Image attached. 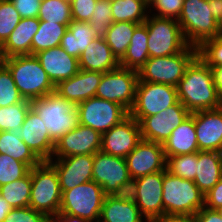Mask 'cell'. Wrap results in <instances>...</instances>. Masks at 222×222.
Returning a JSON list of instances; mask_svg holds the SVG:
<instances>
[{
  "label": "cell",
  "mask_w": 222,
  "mask_h": 222,
  "mask_svg": "<svg viewBox=\"0 0 222 222\" xmlns=\"http://www.w3.org/2000/svg\"><path fill=\"white\" fill-rule=\"evenodd\" d=\"M178 101L190 112L220 108L210 66L197 56L176 86Z\"/></svg>",
  "instance_id": "cell-1"
},
{
  "label": "cell",
  "mask_w": 222,
  "mask_h": 222,
  "mask_svg": "<svg viewBox=\"0 0 222 222\" xmlns=\"http://www.w3.org/2000/svg\"><path fill=\"white\" fill-rule=\"evenodd\" d=\"M3 64L11 72L14 83L24 99L31 101L55 92V85L35 55L3 58Z\"/></svg>",
  "instance_id": "cell-2"
},
{
  "label": "cell",
  "mask_w": 222,
  "mask_h": 222,
  "mask_svg": "<svg viewBox=\"0 0 222 222\" xmlns=\"http://www.w3.org/2000/svg\"><path fill=\"white\" fill-rule=\"evenodd\" d=\"M30 104L54 143L79 125L77 104L67 101L56 92L31 100Z\"/></svg>",
  "instance_id": "cell-3"
},
{
  "label": "cell",
  "mask_w": 222,
  "mask_h": 222,
  "mask_svg": "<svg viewBox=\"0 0 222 222\" xmlns=\"http://www.w3.org/2000/svg\"><path fill=\"white\" fill-rule=\"evenodd\" d=\"M162 200L164 216H194L204 207V194L193 180L164 170Z\"/></svg>",
  "instance_id": "cell-4"
},
{
  "label": "cell",
  "mask_w": 222,
  "mask_h": 222,
  "mask_svg": "<svg viewBox=\"0 0 222 222\" xmlns=\"http://www.w3.org/2000/svg\"><path fill=\"white\" fill-rule=\"evenodd\" d=\"M31 184L29 207L52 220L59 213L62 200L56 169L48 161H42L31 168Z\"/></svg>",
  "instance_id": "cell-5"
},
{
  "label": "cell",
  "mask_w": 222,
  "mask_h": 222,
  "mask_svg": "<svg viewBox=\"0 0 222 222\" xmlns=\"http://www.w3.org/2000/svg\"><path fill=\"white\" fill-rule=\"evenodd\" d=\"M177 21L191 46L199 48L206 40L220 36L219 22L212 15L207 0H184Z\"/></svg>",
  "instance_id": "cell-6"
},
{
  "label": "cell",
  "mask_w": 222,
  "mask_h": 222,
  "mask_svg": "<svg viewBox=\"0 0 222 222\" xmlns=\"http://www.w3.org/2000/svg\"><path fill=\"white\" fill-rule=\"evenodd\" d=\"M198 56V48L189 45L175 55L149 58L138 71V81L162 83L176 87L186 68Z\"/></svg>",
  "instance_id": "cell-7"
},
{
  "label": "cell",
  "mask_w": 222,
  "mask_h": 222,
  "mask_svg": "<svg viewBox=\"0 0 222 222\" xmlns=\"http://www.w3.org/2000/svg\"><path fill=\"white\" fill-rule=\"evenodd\" d=\"M144 24L150 58L175 55L189 46L177 19L148 15Z\"/></svg>",
  "instance_id": "cell-8"
},
{
  "label": "cell",
  "mask_w": 222,
  "mask_h": 222,
  "mask_svg": "<svg viewBox=\"0 0 222 222\" xmlns=\"http://www.w3.org/2000/svg\"><path fill=\"white\" fill-rule=\"evenodd\" d=\"M92 180L102 187L106 196L129 193L133 181L125 158L102 151L94 154Z\"/></svg>",
  "instance_id": "cell-9"
},
{
  "label": "cell",
  "mask_w": 222,
  "mask_h": 222,
  "mask_svg": "<svg viewBox=\"0 0 222 222\" xmlns=\"http://www.w3.org/2000/svg\"><path fill=\"white\" fill-rule=\"evenodd\" d=\"M105 196L102 187L93 180L80 184L62 193L59 213L99 222Z\"/></svg>",
  "instance_id": "cell-10"
},
{
  "label": "cell",
  "mask_w": 222,
  "mask_h": 222,
  "mask_svg": "<svg viewBox=\"0 0 222 222\" xmlns=\"http://www.w3.org/2000/svg\"><path fill=\"white\" fill-rule=\"evenodd\" d=\"M138 80V71L119 66L102 74L95 97L120 104L129 113Z\"/></svg>",
  "instance_id": "cell-11"
},
{
  "label": "cell",
  "mask_w": 222,
  "mask_h": 222,
  "mask_svg": "<svg viewBox=\"0 0 222 222\" xmlns=\"http://www.w3.org/2000/svg\"><path fill=\"white\" fill-rule=\"evenodd\" d=\"M164 171L134 179L129 195L138 206L145 221H156L164 217L162 200Z\"/></svg>",
  "instance_id": "cell-12"
},
{
  "label": "cell",
  "mask_w": 222,
  "mask_h": 222,
  "mask_svg": "<svg viewBox=\"0 0 222 222\" xmlns=\"http://www.w3.org/2000/svg\"><path fill=\"white\" fill-rule=\"evenodd\" d=\"M178 101L177 89L162 83L138 81L135 101L129 111L131 117L153 116Z\"/></svg>",
  "instance_id": "cell-13"
},
{
  "label": "cell",
  "mask_w": 222,
  "mask_h": 222,
  "mask_svg": "<svg viewBox=\"0 0 222 222\" xmlns=\"http://www.w3.org/2000/svg\"><path fill=\"white\" fill-rule=\"evenodd\" d=\"M79 124L90 127L101 134L124 120L129 113L112 101L91 97L77 104Z\"/></svg>",
  "instance_id": "cell-14"
},
{
  "label": "cell",
  "mask_w": 222,
  "mask_h": 222,
  "mask_svg": "<svg viewBox=\"0 0 222 222\" xmlns=\"http://www.w3.org/2000/svg\"><path fill=\"white\" fill-rule=\"evenodd\" d=\"M191 113L177 101L160 113L147 117H133L140 126L143 140L163 144L172 131L183 123Z\"/></svg>",
  "instance_id": "cell-15"
},
{
  "label": "cell",
  "mask_w": 222,
  "mask_h": 222,
  "mask_svg": "<svg viewBox=\"0 0 222 222\" xmlns=\"http://www.w3.org/2000/svg\"><path fill=\"white\" fill-rule=\"evenodd\" d=\"M101 145L102 134L100 132L79 124L55 143L52 158L94 155L98 151H101Z\"/></svg>",
  "instance_id": "cell-16"
},
{
  "label": "cell",
  "mask_w": 222,
  "mask_h": 222,
  "mask_svg": "<svg viewBox=\"0 0 222 222\" xmlns=\"http://www.w3.org/2000/svg\"><path fill=\"white\" fill-rule=\"evenodd\" d=\"M125 159L132 180L166 169L163 145L157 142L142 139Z\"/></svg>",
  "instance_id": "cell-17"
},
{
  "label": "cell",
  "mask_w": 222,
  "mask_h": 222,
  "mask_svg": "<svg viewBox=\"0 0 222 222\" xmlns=\"http://www.w3.org/2000/svg\"><path fill=\"white\" fill-rule=\"evenodd\" d=\"M141 140L139 123L128 115L119 124L102 134L101 151L126 158Z\"/></svg>",
  "instance_id": "cell-18"
},
{
  "label": "cell",
  "mask_w": 222,
  "mask_h": 222,
  "mask_svg": "<svg viewBox=\"0 0 222 222\" xmlns=\"http://www.w3.org/2000/svg\"><path fill=\"white\" fill-rule=\"evenodd\" d=\"M52 158L48 162L56 169L63 193L76 186L92 181L94 155H75Z\"/></svg>",
  "instance_id": "cell-19"
},
{
  "label": "cell",
  "mask_w": 222,
  "mask_h": 222,
  "mask_svg": "<svg viewBox=\"0 0 222 222\" xmlns=\"http://www.w3.org/2000/svg\"><path fill=\"white\" fill-rule=\"evenodd\" d=\"M199 151L222 152V109L200 110L190 114Z\"/></svg>",
  "instance_id": "cell-20"
},
{
  "label": "cell",
  "mask_w": 222,
  "mask_h": 222,
  "mask_svg": "<svg viewBox=\"0 0 222 222\" xmlns=\"http://www.w3.org/2000/svg\"><path fill=\"white\" fill-rule=\"evenodd\" d=\"M17 133L41 161L52 159L55 143L50 139L40 117L31 108Z\"/></svg>",
  "instance_id": "cell-21"
},
{
  "label": "cell",
  "mask_w": 222,
  "mask_h": 222,
  "mask_svg": "<svg viewBox=\"0 0 222 222\" xmlns=\"http://www.w3.org/2000/svg\"><path fill=\"white\" fill-rule=\"evenodd\" d=\"M35 56L55 86L80 70L78 59L67 54L60 46L42 50Z\"/></svg>",
  "instance_id": "cell-22"
},
{
  "label": "cell",
  "mask_w": 222,
  "mask_h": 222,
  "mask_svg": "<svg viewBox=\"0 0 222 222\" xmlns=\"http://www.w3.org/2000/svg\"><path fill=\"white\" fill-rule=\"evenodd\" d=\"M103 73L79 70L73 77L59 82L55 92L67 101L79 104L95 97Z\"/></svg>",
  "instance_id": "cell-23"
},
{
  "label": "cell",
  "mask_w": 222,
  "mask_h": 222,
  "mask_svg": "<svg viewBox=\"0 0 222 222\" xmlns=\"http://www.w3.org/2000/svg\"><path fill=\"white\" fill-rule=\"evenodd\" d=\"M143 218L135 201L126 193L105 196L99 222H143Z\"/></svg>",
  "instance_id": "cell-24"
},
{
  "label": "cell",
  "mask_w": 222,
  "mask_h": 222,
  "mask_svg": "<svg viewBox=\"0 0 222 222\" xmlns=\"http://www.w3.org/2000/svg\"><path fill=\"white\" fill-rule=\"evenodd\" d=\"M81 70L105 73L120 66V61L111 51L103 37H97L80 55Z\"/></svg>",
  "instance_id": "cell-25"
},
{
  "label": "cell",
  "mask_w": 222,
  "mask_h": 222,
  "mask_svg": "<svg viewBox=\"0 0 222 222\" xmlns=\"http://www.w3.org/2000/svg\"><path fill=\"white\" fill-rule=\"evenodd\" d=\"M40 25L38 18H22L0 47L3 58L19 55H31V43Z\"/></svg>",
  "instance_id": "cell-26"
},
{
  "label": "cell",
  "mask_w": 222,
  "mask_h": 222,
  "mask_svg": "<svg viewBox=\"0 0 222 222\" xmlns=\"http://www.w3.org/2000/svg\"><path fill=\"white\" fill-rule=\"evenodd\" d=\"M194 183L205 195L222 178V152L198 151Z\"/></svg>",
  "instance_id": "cell-27"
},
{
  "label": "cell",
  "mask_w": 222,
  "mask_h": 222,
  "mask_svg": "<svg viewBox=\"0 0 222 222\" xmlns=\"http://www.w3.org/2000/svg\"><path fill=\"white\" fill-rule=\"evenodd\" d=\"M162 145L165 157L198 152L194 118L189 115L172 131L170 137Z\"/></svg>",
  "instance_id": "cell-28"
},
{
  "label": "cell",
  "mask_w": 222,
  "mask_h": 222,
  "mask_svg": "<svg viewBox=\"0 0 222 222\" xmlns=\"http://www.w3.org/2000/svg\"><path fill=\"white\" fill-rule=\"evenodd\" d=\"M96 38L89 22L72 19L59 46L70 56L79 59L87 46Z\"/></svg>",
  "instance_id": "cell-29"
},
{
  "label": "cell",
  "mask_w": 222,
  "mask_h": 222,
  "mask_svg": "<svg viewBox=\"0 0 222 222\" xmlns=\"http://www.w3.org/2000/svg\"><path fill=\"white\" fill-rule=\"evenodd\" d=\"M148 39L147 26L144 23L139 24L133 32L126 54L120 60V66L139 71L150 58L148 53Z\"/></svg>",
  "instance_id": "cell-30"
},
{
  "label": "cell",
  "mask_w": 222,
  "mask_h": 222,
  "mask_svg": "<svg viewBox=\"0 0 222 222\" xmlns=\"http://www.w3.org/2000/svg\"><path fill=\"white\" fill-rule=\"evenodd\" d=\"M0 154H6L15 160L26 163L30 168L42 162L22 141L17 132L0 131Z\"/></svg>",
  "instance_id": "cell-31"
},
{
  "label": "cell",
  "mask_w": 222,
  "mask_h": 222,
  "mask_svg": "<svg viewBox=\"0 0 222 222\" xmlns=\"http://www.w3.org/2000/svg\"><path fill=\"white\" fill-rule=\"evenodd\" d=\"M139 24L133 22H113L104 35V40L120 61L127 52L133 32Z\"/></svg>",
  "instance_id": "cell-32"
},
{
  "label": "cell",
  "mask_w": 222,
  "mask_h": 222,
  "mask_svg": "<svg viewBox=\"0 0 222 222\" xmlns=\"http://www.w3.org/2000/svg\"><path fill=\"white\" fill-rule=\"evenodd\" d=\"M149 4L146 0H117L111 2L113 22H133L143 24ZM146 11V12H145Z\"/></svg>",
  "instance_id": "cell-33"
},
{
  "label": "cell",
  "mask_w": 222,
  "mask_h": 222,
  "mask_svg": "<svg viewBox=\"0 0 222 222\" xmlns=\"http://www.w3.org/2000/svg\"><path fill=\"white\" fill-rule=\"evenodd\" d=\"M68 27L59 23L40 21L39 29L31 43V55L60 45Z\"/></svg>",
  "instance_id": "cell-34"
},
{
  "label": "cell",
  "mask_w": 222,
  "mask_h": 222,
  "mask_svg": "<svg viewBox=\"0 0 222 222\" xmlns=\"http://www.w3.org/2000/svg\"><path fill=\"white\" fill-rule=\"evenodd\" d=\"M31 169L23 178L0 186V195L12 208H22L30 205Z\"/></svg>",
  "instance_id": "cell-35"
},
{
  "label": "cell",
  "mask_w": 222,
  "mask_h": 222,
  "mask_svg": "<svg viewBox=\"0 0 222 222\" xmlns=\"http://www.w3.org/2000/svg\"><path fill=\"white\" fill-rule=\"evenodd\" d=\"M38 19L69 26L72 20L71 4L68 0H42Z\"/></svg>",
  "instance_id": "cell-36"
},
{
  "label": "cell",
  "mask_w": 222,
  "mask_h": 222,
  "mask_svg": "<svg viewBox=\"0 0 222 222\" xmlns=\"http://www.w3.org/2000/svg\"><path fill=\"white\" fill-rule=\"evenodd\" d=\"M30 108V101L26 99L7 107H0V131L18 132Z\"/></svg>",
  "instance_id": "cell-37"
},
{
  "label": "cell",
  "mask_w": 222,
  "mask_h": 222,
  "mask_svg": "<svg viewBox=\"0 0 222 222\" xmlns=\"http://www.w3.org/2000/svg\"><path fill=\"white\" fill-rule=\"evenodd\" d=\"M198 152L166 157V170L172 175L185 180H193L196 175Z\"/></svg>",
  "instance_id": "cell-38"
},
{
  "label": "cell",
  "mask_w": 222,
  "mask_h": 222,
  "mask_svg": "<svg viewBox=\"0 0 222 222\" xmlns=\"http://www.w3.org/2000/svg\"><path fill=\"white\" fill-rule=\"evenodd\" d=\"M21 19L11 0H0V47L17 27Z\"/></svg>",
  "instance_id": "cell-39"
},
{
  "label": "cell",
  "mask_w": 222,
  "mask_h": 222,
  "mask_svg": "<svg viewBox=\"0 0 222 222\" xmlns=\"http://www.w3.org/2000/svg\"><path fill=\"white\" fill-rule=\"evenodd\" d=\"M21 96L9 69L2 63L0 65V107H7L22 102Z\"/></svg>",
  "instance_id": "cell-40"
},
{
  "label": "cell",
  "mask_w": 222,
  "mask_h": 222,
  "mask_svg": "<svg viewBox=\"0 0 222 222\" xmlns=\"http://www.w3.org/2000/svg\"><path fill=\"white\" fill-rule=\"evenodd\" d=\"M30 169L26 163L0 154V186L25 177Z\"/></svg>",
  "instance_id": "cell-41"
},
{
  "label": "cell",
  "mask_w": 222,
  "mask_h": 222,
  "mask_svg": "<svg viewBox=\"0 0 222 222\" xmlns=\"http://www.w3.org/2000/svg\"><path fill=\"white\" fill-rule=\"evenodd\" d=\"M89 23L97 37H104L105 32L113 23L111 3L106 0H97Z\"/></svg>",
  "instance_id": "cell-42"
},
{
  "label": "cell",
  "mask_w": 222,
  "mask_h": 222,
  "mask_svg": "<svg viewBox=\"0 0 222 222\" xmlns=\"http://www.w3.org/2000/svg\"><path fill=\"white\" fill-rule=\"evenodd\" d=\"M198 56L210 67L222 66V37L206 40L198 48Z\"/></svg>",
  "instance_id": "cell-43"
},
{
  "label": "cell",
  "mask_w": 222,
  "mask_h": 222,
  "mask_svg": "<svg viewBox=\"0 0 222 222\" xmlns=\"http://www.w3.org/2000/svg\"><path fill=\"white\" fill-rule=\"evenodd\" d=\"M4 222H51L44 213L31 207L12 208Z\"/></svg>",
  "instance_id": "cell-44"
},
{
  "label": "cell",
  "mask_w": 222,
  "mask_h": 222,
  "mask_svg": "<svg viewBox=\"0 0 222 222\" xmlns=\"http://www.w3.org/2000/svg\"><path fill=\"white\" fill-rule=\"evenodd\" d=\"M183 3L184 0H151L148 4L149 8H156L157 14L154 13L153 16L178 19Z\"/></svg>",
  "instance_id": "cell-45"
},
{
  "label": "cell",
  "mask_w": 222,
  "mask_h": 222,
  "mask_svg": "<svg viewBox=\"0 0 222 222\" xmlns=\"http://www.w3.org/2000/svg\"><path fill=\"white\" fill-rule=\"evenodd\" d=\"M97 0H70L72 19L89 22L95 10Z\"/></svg>",
  "instance_id": "cell-46"
},
{
  "label": "cell",
  "mask_w": 222,
  "mask_h": 222,
  "mask_svg": "<svg viewBox=\"0 0 222 222\" xmlns=\"http://www.w3.org/2000/svg\"><path fill=\"white\" fill-rule=\"evenodd\" d=\"M21 18H38L42 0H11Z\"/></svg>",
  "instance_id": "cell-47"
},
{
  "label": "cell",
  "mask_w": 222,
  "mask_h": 222,
  "mask_svg": "<svg viewBox=\"0 0 222 222\" xmlns=\"http://www.w3.org/2000/svg\"><path fill=\"white\" fill-rule=\"evenodd\" d=\"M204 206L211 210L222 207V178L204 195Z\"/></svg>",
  "instance_id": "cell-48"
},
{
  "label": "cell",
  "mask_w": 222,
  "mask_h": 222,
  "mask_svg": "<svg viewBox=\"0 0 222 222\" xmlns=\"http://www.w3.org/2000/svg\"><path fill=\"white\" fill-rule=\"evenodd\" d=\"M196 222H222L220 215L216 210L202 207L194 216Z\"/></svg>",
  "instance_id": "cell-49"
},
{
  "label": "cell",
  "mask_w": 222,
  "mask_h": 222,
  "mask_svg": "<svg viewBox=\"0 0 222 222\" xmlns=\"http://www.w3.org/2000/svg\"><path fill=\"white\" fill-rule=\"evenodd\" d=\"M210 11L214 18L220 22L222 20V0H207Z\"/></svg>",
  "instance_id": "cell-50"
},
{
  "label": "cell",
  "mask_w": 222,
  "mask_h": 222,
  "mask_svg": "<svg viewBox=\"0 0 222 222\" xmlns=\"http://www.w3.org/2000/svg\"><path fill=\"white\" fill-rule=\"evenodd\" d=\"M51 222H92L87 219L80 218L74 215H68L64 213H58Z\"/></svg>",
  "instance_id": "cell-51"
},
{
  "label": "cell",
  "mask_w": 222,
  "mask_h": 222,
  "mask_svg": "<svg viewBox=\"0 0 222 222\" xmlns=\"http://www.w3.org/2000/svg\"><path fill=\"white\" fill-rule=\"evenodd\" d=\"M214 84L219 93L222 92V66L210 67Z\"/></svg>",
  "instance_id": "cell-52"
},
{
  "label": "cell",
  "mask_w": 222,
  "mask_h": 222,
  "mask_svg": "<svg viewBox=\"0 0 222 222\" xmlns=\"http://www.w3.org/2000/svg\"><path fill=\"white\" fill-rule=\"evenodd\" d=\"M156 222H196L193 216H164Z\"/></svg>",
  "instance_id": "cell-53"
},
{
  "label": "cell",
  "mask_w": 222,
  "mask_h": 222,
  "mask_svg": "<svg viewBox=\"0 0 222 222\" xmlns=\"http://www.w3.org/2000/svg\"><path fill=\"white\" fill-rule=\"evenodd\" d=\"M11 209L9 203L0 195V222H4Z\"/></svg>",
  "instance_id": "cell-54"
},
{
  "label": "cell",
  "mask_w": 222,
  "mask_h": 222,
  "mask_svg": "<svg viewBox=\"0 0 222 222\" xmlns=\"http://www.w3.org/2000/svg\"><path fill=\"white\" fill-rule=\"evenodd\" d=\"M219 32L220 36L222 37V20L219 22Z\"/></svg>",
  "instance_id": "cell-55"
},
{
  "label": "cell",
  "mask_w": 222,
  "mask_h": 222,
  "mask_svg": "<svg viewBox=\"0 0 222 222\" xmlns=\"http://www.w3.org/2000/svg\"><path fill=\"white\" fill-rule=\"evenodd\" d=\"M217 213L220 215L222 219V207L216 209Z\"/></svg>",
  "instance_id": "cell-56"
},
{
  "label": "cell",
  "mask_w": 222,
  "mask_h": 222,
  "mask_svg": "<svg viewBox=\"0 0 222 222\" xmlns=\"http://www.w3.org/2000/svg\"><path fill=\"white\" fill-rule=\"evenodd\" d=\"M3 63V57H2V54H1V48H0V65Z\"/></svg>",
  "instance_id": "cell-57"
},
{
  "label": "cell",
  "mask_w": 222,
  "mask_h": 222,
  "mask_svg": "<svg viewBox=\"0 0 222 222\" xmlns=\"http://www.w3.org/2000/svg\"><path fill=\"white\" fill-rule=\"evenodd\" d=\"M220 108L222 109V92L220 93Z\"/></svg>",
  "instance_id": "cell-58"
},
{
  "label": "cell",
  "mask_w": 222,
  "mask_h": 222,
  "mask_svg": "<svg viewBox=\"0 0 222 222\" xmlns=\"http://www.w3.org/2000/svg\"><path fill=\"white\" fill-rule=\"evenodd\" d=\"M106 1H108V2L111 3V2H115V1H117V0H106Z\"/></svg>",
  "instance_id": "cell-59"
}]
</instances>
